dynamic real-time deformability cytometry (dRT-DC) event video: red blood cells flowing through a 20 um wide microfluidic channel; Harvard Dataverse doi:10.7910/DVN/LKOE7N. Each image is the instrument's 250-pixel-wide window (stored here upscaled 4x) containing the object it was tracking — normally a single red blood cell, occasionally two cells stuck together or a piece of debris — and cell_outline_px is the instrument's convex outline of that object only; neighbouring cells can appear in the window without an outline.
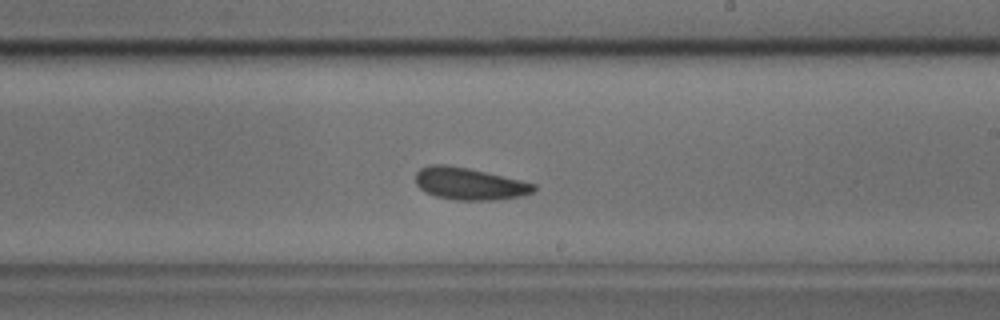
{"species": "common noctule bat (a hibernating species)", "species_latin": "Nyctalus noctula", "temperature_condition": "cold", "stored_images_in_passage": 42, "camera_frame_rate_fps": 3000, "um_per_image_px": 0.085, "animal": {"sex": "male", "body_mass_g": 17.9, "forearm_length_mm": 54.2}, "frame": {"image": 1, "passage_image": 22, "time_ms": 7.0, "image_size_px": [1000, 320], "cell_outline_px": [[536, 188], [532, 192], [520, 196], [496, 200], [452, 200], [436, 196], [424, 192], [416, 184], [416, 172], [420, 168], [428, 164], [444, 164], [468, 168], [520, 180], [536, 184]], "centroid_in_image_um": [39.85, 15.62], "position_along_channel_um": 249.1, "area_um2": 22.14}}
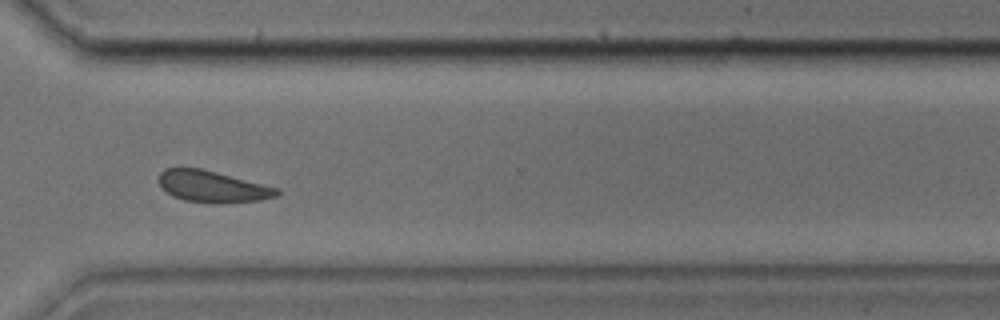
{"frame": {"image": 2, "passage_image": 29, "time_ms": 9.333, "image_size_px": [1000, 320], "cell_outline_px": [[280, 192], [276, 196], [260, 200], [220, 204], [212, 204], [184, 200], [172, 196], [160, 188], [156, 180], [160, 172], [164, 168], [200, 168], [280, 188]], "centroid_in_image_um": [18.01, 15.87], "position_along_channel_um": 352.6, "area_um2": 22.08}}
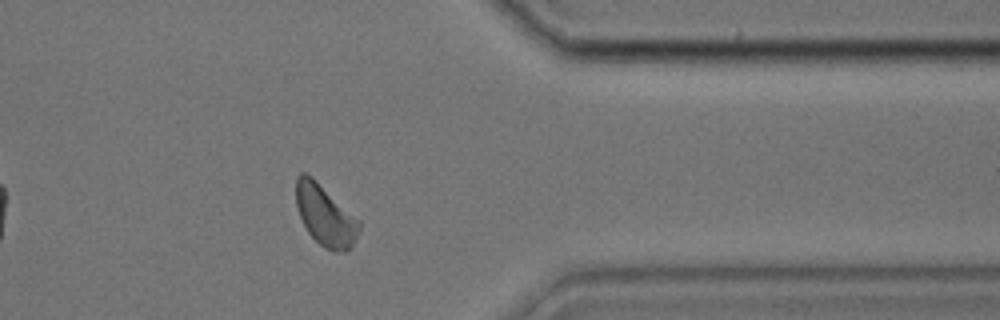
{"frame": {"image": 3, "passage_image": 32, "time_ms": 10.333, "image_size_px": [1000, 320], "cell_outline_px": [[360, 232], [352, 244], [344, 252], [332, 252], [324, 248], [308, 232], [296, 208], [296, 176], [300, 172], [304, 172], [312, 176], [360, 220]], "centroid_in_image_um": [27.64, 18.29], "position_along_channel_um": 383.8, "area_um2": 22.48}}